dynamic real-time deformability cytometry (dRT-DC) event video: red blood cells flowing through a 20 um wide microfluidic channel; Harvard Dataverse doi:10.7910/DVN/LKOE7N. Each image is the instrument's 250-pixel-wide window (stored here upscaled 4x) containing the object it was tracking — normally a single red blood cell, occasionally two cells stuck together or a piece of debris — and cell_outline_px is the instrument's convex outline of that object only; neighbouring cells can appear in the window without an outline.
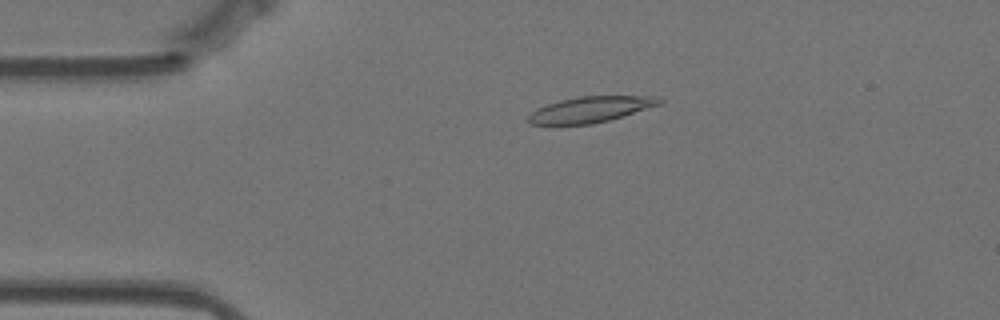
{"species": "Egyptian fruit bat (a non-hibernating species)", "species_latin": "Rousettus aegyptiacus", "temperature_condition": "warm", "stored_images_in_passage": 58, "camera_frame_rate_fps": 3000, "um_per_image_px": 0.085, "animal": {"sex": "female"}, "frame": {"image": 1, "passage_image": 12, "time_ms": 3.667, "image_size_px": [1000, 320], "cell_outline_px": [[664, 100], [660, 104], [624, 116], [592, 124], [528, 124], [524, 120], [536, 108], [560, 100], [580, 96], [660, 96]], "centroid_in_image_um": [50.19, 9.3], "position_along_channel_um": 34.8, "area_um2": 19.77}}
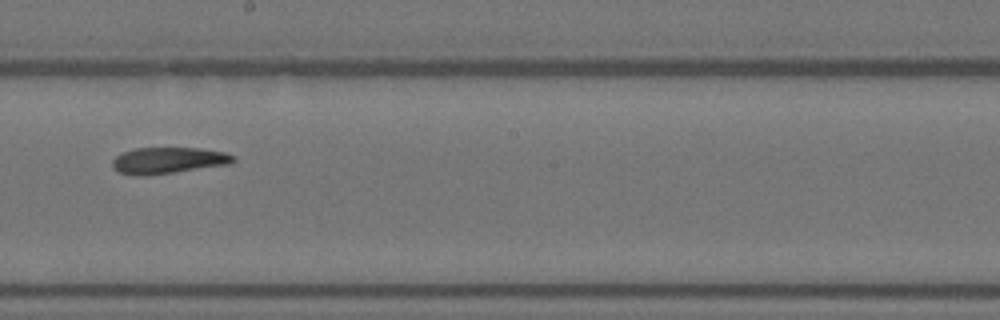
{"frame": {"image": 2, "passage_image": 32, "time_ms": 10.333, "image_size_px": [1000, 320], "cell_outline_px": [[236, 160], [232, 164], [144, 176], [136, 176], [120, 172], [112, 168], [112, 160], [116, 156], [124, 152], [136, 148], [200, 148], [224, 152], [236, 156]], "centroid_in_image_um": [14.32, 13.64], "position_along_channel_um": 233.9, "area_um2": 18.61}}
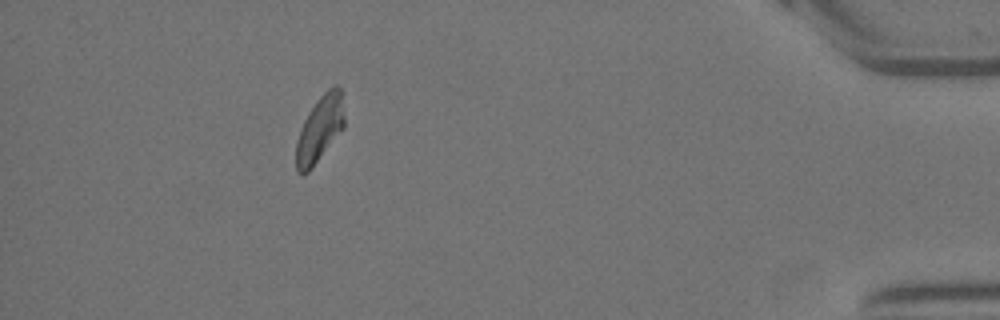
{"frame": {"image": 3, "passage_image": 52, "time_ms": 17.0, "image_size_px": [1000, 320], "cell_outline_px": [[344, 128], [312, 168], [308, 172], [296, 172], [296, 140], [300, 128], [308, 112], [316, 100], [332, 84], [336, 84], [340, 88], [344, 116]], "centroid_in_image_um": [27.17, 10.94], "position_along_channel_um": 408.0, "area_um2": 18.61}}